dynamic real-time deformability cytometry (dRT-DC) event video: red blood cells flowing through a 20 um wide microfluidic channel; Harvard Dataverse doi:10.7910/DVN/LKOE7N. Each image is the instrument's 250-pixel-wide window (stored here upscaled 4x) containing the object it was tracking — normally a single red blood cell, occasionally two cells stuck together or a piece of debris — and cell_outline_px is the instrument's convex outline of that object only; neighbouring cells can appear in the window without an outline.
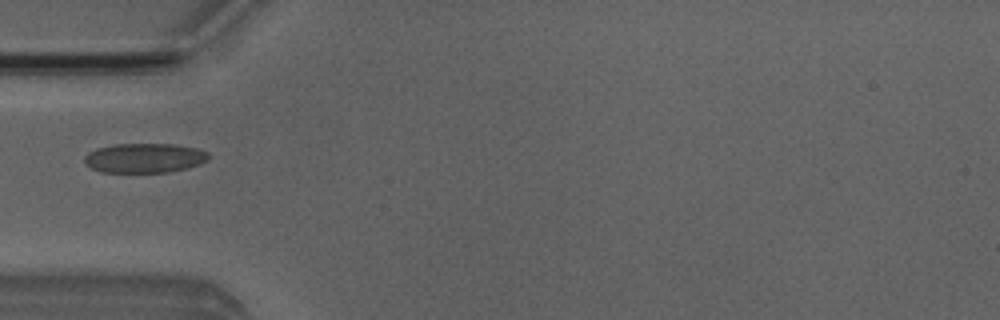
{"species": "Egyptian fruit bat (a non-hibernating species)", "species_latin": "Rousettus aegyptiacus", "temperature_condition": "room temperature", "stored_images_in_passage": 2, "camera_frame_rate_fps": 3000, "um_per_image_px": 0.085, "animal": {"sex": "male"}, "frame": {"image": 1, "passage_image": 2, "time_ms": 1.0, "image_size_px": [1000, 320], "cell_outline_px": [[208, 160], [200, 164], [188, 168], [168, 172], [100, 172], [84, 164], [84, 156], [88, 152], [96, 148], [112, 144], [176, 144], [196, 148], [208, 152]], "centroid_in_image_um": [12.26, 13.43], "position_along_channel_um": 72.7, "area_um2": 21.56}}